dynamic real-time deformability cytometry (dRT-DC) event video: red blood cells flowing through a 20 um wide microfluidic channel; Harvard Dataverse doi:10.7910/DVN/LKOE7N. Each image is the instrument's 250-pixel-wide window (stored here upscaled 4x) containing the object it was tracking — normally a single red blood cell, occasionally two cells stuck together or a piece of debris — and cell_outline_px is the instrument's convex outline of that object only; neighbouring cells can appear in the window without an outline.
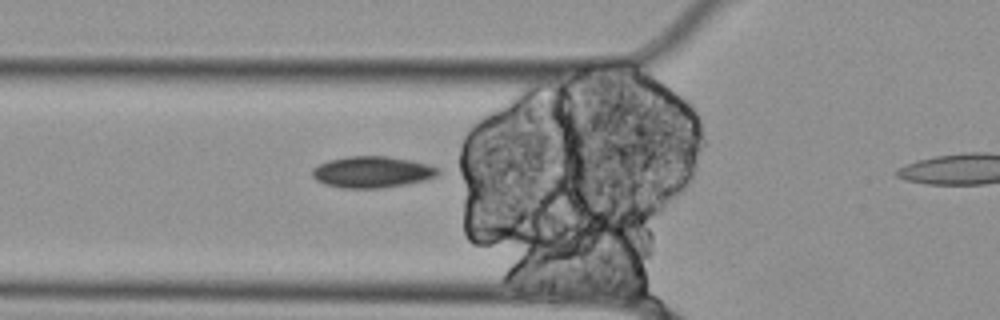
{"species": "Egyptian fruit bat (a non-hibernating species)", "species_latin": "Rousettus aegyptiacus", "temperature_condition": "cold", "stored_images_in_passage": 14, "camera_frame_rate_fps": 3000, "um_per_image_px": 0.085, "animal": {"sex": "female"}, "frame": {"image": 1, "passage_image": 6, "time_ms": 1.667, "image_size_px": [1000, 320], "cell_outline_px": [[440, 172], [436, 176], [424, 180], [404, 184], [380, 188], [344, 188], [324, 184], [316, 180], [312, 176], [312, 168], [328, 160], [348, 156], [388, 156], [412, 160], [428, 164], [440, 168]], "centroid_in_image_um": [31.63, 14.61], "position_along_channel_um": 94.2, "area_um2": 23.06}}
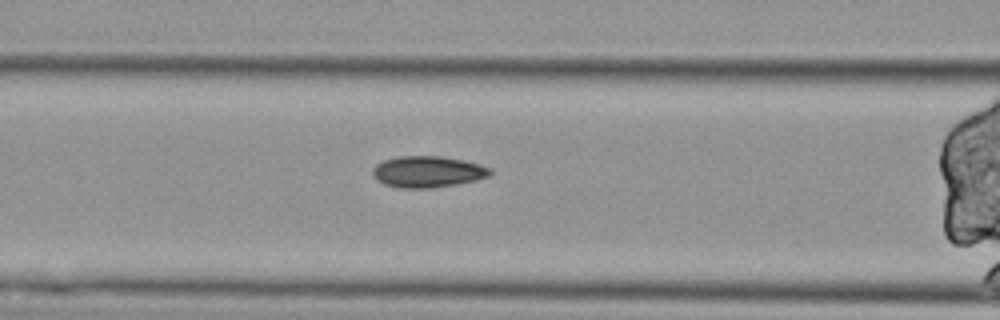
{"frame": {"image": 2, "passage_image": 9, "time_ms": 2.667, "image_size_px": [1000, 320], "cell_outline_px": [[492, 172], [488, 176], [476, 180], [456, 184], [432, 188], [400, 188], [384, 184], [376, 180], [372, 176], [372, 168], [376, 164], [384, 160], [396, 156], [440, 156], [464, 160], [480, 164], [488, 168]], "centroid_in_image_um": [36.3, 14.6], "position_along_channel_um": 130.3, "area_um2": 21.56}}
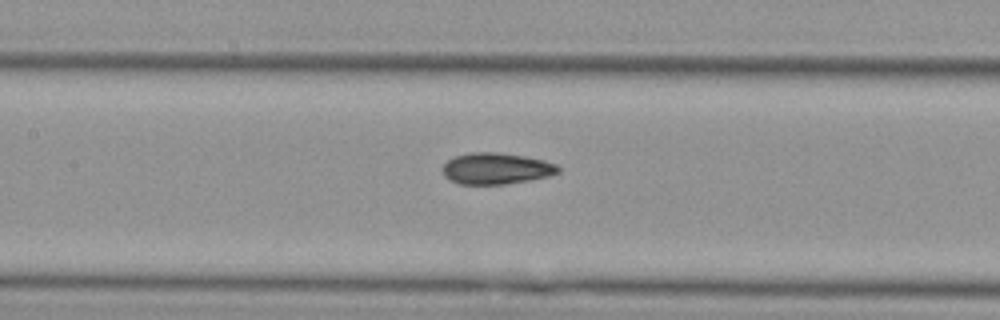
{"frame": {"image": 3, "passage_image": 12, "time_ms": 3.667, "image_size_px": [1000, 320], "cell_outline_px": [[560, 172], [548, 176], [528, 180], [504, 184], [460, 184], [444, 176], [444, 164], [448, 160], [456, 156], [472, 152], [496, 152], [524, 156], [544, 160], [556, 164], [560, 168]], "centroid_in_image_um": [42.2, 14.32], "position_along_channel_um": 165.2, "area_um2": 20.87}}